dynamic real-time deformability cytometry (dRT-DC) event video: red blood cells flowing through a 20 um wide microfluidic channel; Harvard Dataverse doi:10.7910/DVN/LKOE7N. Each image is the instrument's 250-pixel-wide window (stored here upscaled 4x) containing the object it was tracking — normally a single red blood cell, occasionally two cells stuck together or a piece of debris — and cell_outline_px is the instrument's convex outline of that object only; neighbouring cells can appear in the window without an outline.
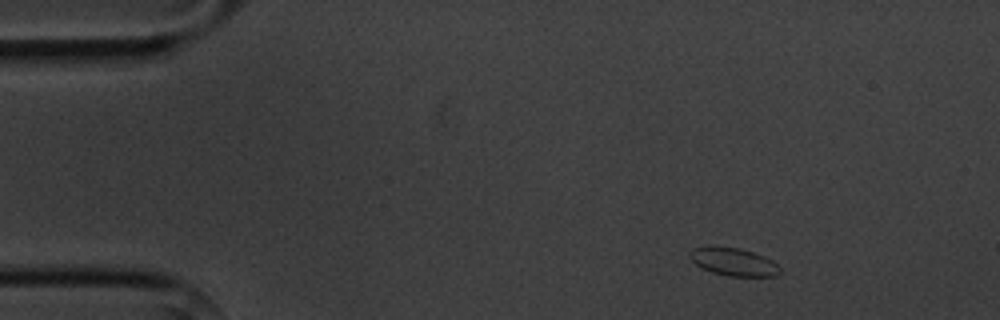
{"species": "common noctule bat (a hibernating species)", "species_latin": "Nyctalus noctula", "temperature_condition": "cold", "stored_images_in_passage": 8, "camera_frame_rate_fps": 3000, "um_per_image_px": 0.085, "animal": {"sex": "male", "body_mass_g": 20.1, "forearm_length_mm": 53.5}, "frame": {"image": 1, "passage_image": 1, "time_ms": 0.0, "image_size_px": [1000, 320], "cell_outline_px": [[780, 272], [776, 276], [728, 276], [712, 272], [700, 268], [688, 256], [688, 252], [692, 248], [708, 244], [712, 244], [740, 248], [764, 256], [772, 260], [780, 268]], "centroid_in_image_um": [62.27, 22.22], "position_along_channel_um": 22.7, "area_um2": 15.09}}
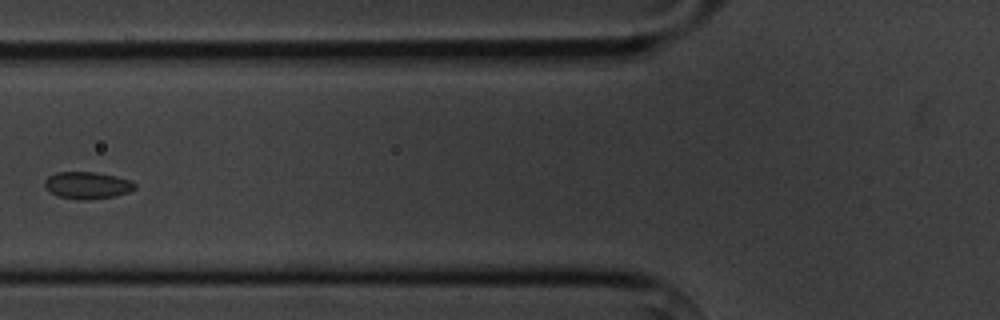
{"frame": {"image": 2, "passage_image": 5, "time_ms": 4.667, "image_size_px": [1000, 320], "cell_outline_px": [[136, 188], [128, 192], [116, 196], [84, 200], [80, 200], [60, 196], [44, 188], [44, 180], [48, 176], [56, 172], [96, 172], [116, 176], [132, 180], [136, 184]], "centroid_in_image_um": [7.44, 15.74], "position_along_channel_um": 118.4, "area_um2": 14.28}}
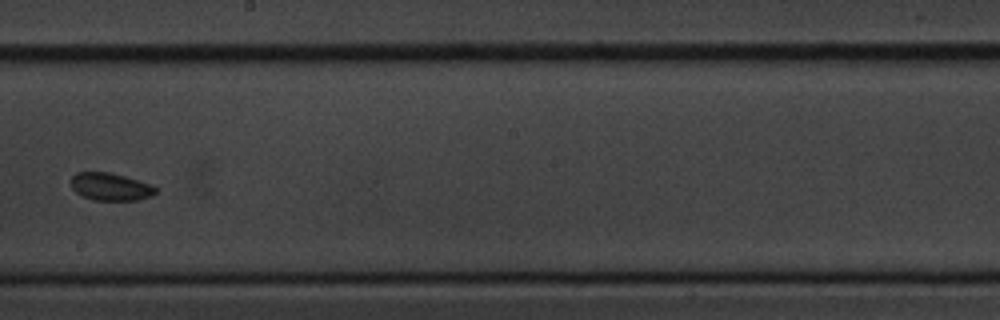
{"frame": {"image": 3, "passage_image": 8, "time_ms": 8.0, "image_size_px": [1000, 320], "cell_outline_px": [[156, 192], [152, 196], [140, 200], [92, 200], [76, 192], [72, 188], [72, 176], [76, 172], [112, 172], [148, 184], [156, 188]], "centroid_in_image_um": [9.38, 15.87], "position_along_channel_um": 238.8, "area_um2": 13.47}}